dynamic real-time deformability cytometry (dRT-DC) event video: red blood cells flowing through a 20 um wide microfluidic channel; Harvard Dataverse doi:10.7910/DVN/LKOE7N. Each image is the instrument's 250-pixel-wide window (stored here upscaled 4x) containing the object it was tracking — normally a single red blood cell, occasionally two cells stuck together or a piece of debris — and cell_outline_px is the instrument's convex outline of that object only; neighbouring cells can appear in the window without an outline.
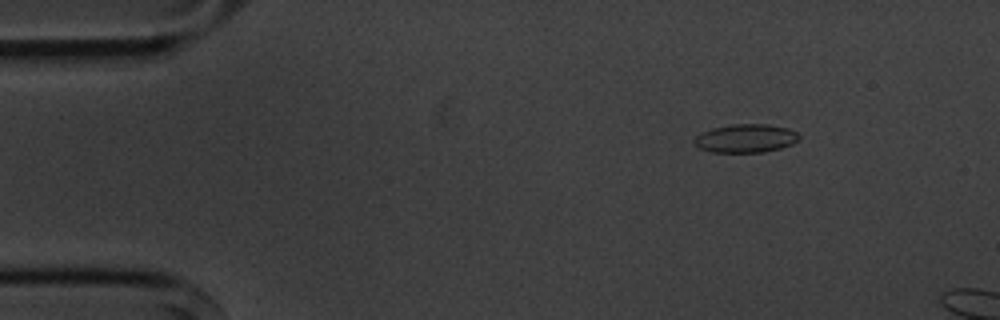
{"species": "common noctule bat (a hibernating species)", "species_latin": "Nyctalus noctula", "temperature_condition": "cold", "stored_images_in_passage": 5, "camera_frame_rate_fps": 3000, "um_per_image_px": 0.085, "animal": {"sex": "male", "body_mass_g": 20.1, "forearm_length_mm": 53.5}, "frame": {"image": 1, "passage_image": 2, "time_ms": 1.333, "image_size_px": [1000, 320], "cell_outline_px": [[800, 136], [792, 144], [780, 148], [764, 152], [712, 152], [700, 148], [692, 140], [696, 136], [712, 128], [732, 124], [768, 124], [788, 128], [796, 132]], "centroid_in_image_um": [63.39, 11.75], "position_along_channel_um": 21.6, "area_um2": 17.22}}